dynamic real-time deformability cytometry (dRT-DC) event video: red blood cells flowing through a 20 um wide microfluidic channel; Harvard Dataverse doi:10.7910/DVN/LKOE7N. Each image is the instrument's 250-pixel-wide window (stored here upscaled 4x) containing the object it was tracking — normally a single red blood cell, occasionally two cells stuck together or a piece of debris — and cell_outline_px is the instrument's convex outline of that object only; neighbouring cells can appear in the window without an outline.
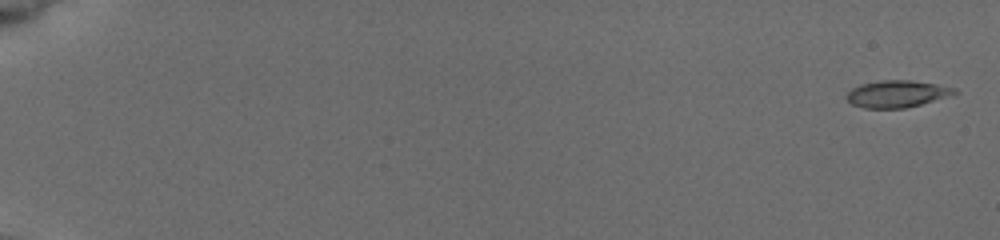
{"species": "common noctule bat (a hibernating species)", "species_latin": "Nyctalus noctula", "temperature_condition": "cold", "stored_images_in_passage": 9, "camera_frame_rate_fps": 3000, "um_per_image_px": 0.085, "animal": {"sex": "female", "body_mass_g": 19.5, "forearm_length_mm": 54.1}, "frame": {"image": 1, "passage_image": 1, "time_ms": 0.0, "image_size_px": [1000, 240], "cell_outline_px": [[960, 92], [956, 96], [904, 108], [864, 108], [852, 104], [844, 96], [852, 88], [860, 84], [880, 80], [912, 80], [936, 84], [956, 88]], "centroid_in_image_um": [76.32, 7.98], "position_along_channel_um": 8.7, "area_um2": 17.34}}
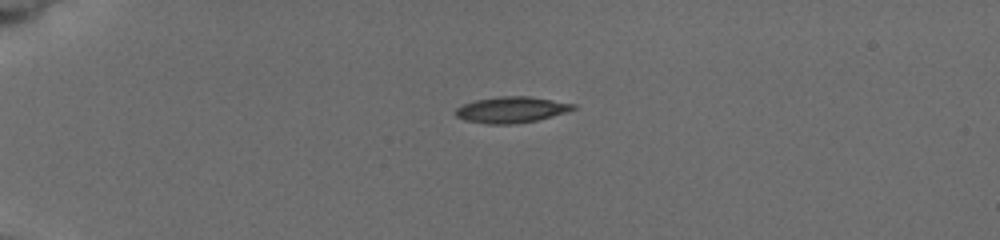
{"frame": {"image": 2, "passage_image": 6, "time_ms": 4.667, "image_size_px": [1000, 240], "cell_outline_px": [[576, 108], [552, 116], [536, 120], [508, 124], [488, 124], [464, 120], [456, 116], [456, 108], [464, 104], [476, 100], [500, 96], [528, 96], [576, 104]], "centroid_in_image_um": [43.45, 9.32], "position_along_channel_um": 41.6, "area_um2": 17.57}}
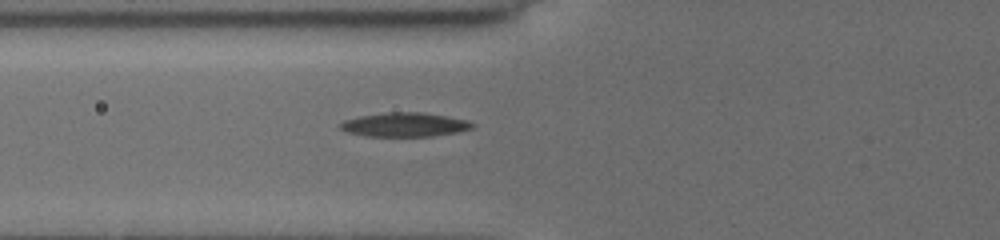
{"frame": {"image": 3, "passage_image": 9, "time_ms": 7.333, "image_size_px": [1000, 240], "cell_outline_px": [[476, 124], [472, 128], [456, 132], [432, 136], [364, 136], [348, 132], [340, 128], [340, 124], [344, 120], [360, 116], [392, 112], [416, 112], [444, 116], [468, 120]], "centroid_in_image_um": [34.4, 10.6], "position_along_channel_um": 91.4, "area_um2": 18.21}}